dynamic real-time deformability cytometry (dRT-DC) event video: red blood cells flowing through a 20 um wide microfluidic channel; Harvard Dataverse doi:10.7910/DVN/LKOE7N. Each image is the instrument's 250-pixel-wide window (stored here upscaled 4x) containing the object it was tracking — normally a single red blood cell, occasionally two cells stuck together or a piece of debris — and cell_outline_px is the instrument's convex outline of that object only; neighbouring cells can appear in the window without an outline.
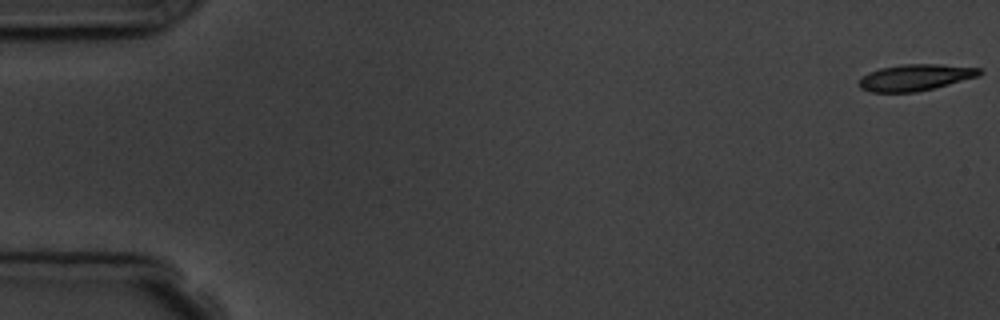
{"species": "common noctule bat (a hibernating species)", "species_latin": "Nyctalus noctula", "temperature_condition": "room temperature", "stored_images_in_passage": 5, "camera_frame_rate_fps": 3000, "um_per_image_px": 0.085, "animal": {"sex": "male", "body_mass_g": 19.5, "forearm_length_mm": 54.6}, "frame": {"image": 1, "passage_image": 1, "time_ms": 0.0, "image_size_px": [1000, 320], "cell_outline_px": [[984, 72], [980, 76], [916, 92], [868, 92], [860, 88], [856, 84], [856, 80], [868, 72], [880, 68], [904, 64], [940, 64], [980, 68]], "centroid_in_image_um": [77.75, 6.58], "position_along_channel_um": 7.3, "area_um2": 18.73}}
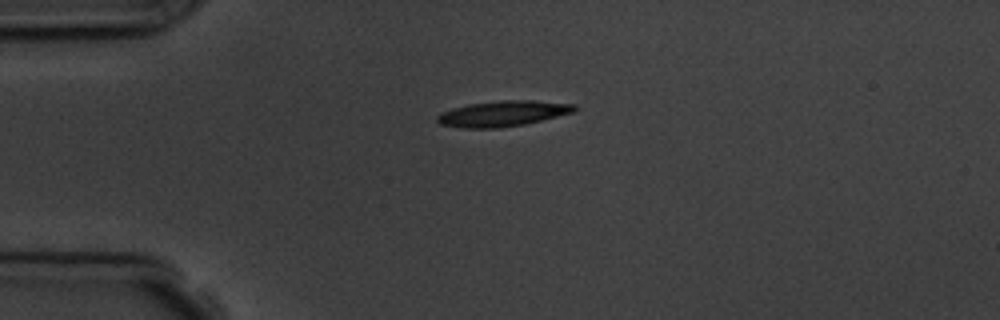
{"frame": {"image": 2, "passage_image": 4, "time_ms": 4.333, "image_size_px": [1000, 320], "cell_outline_px": [[580, 108], [576, 112], [524, 124], [500, 128], [460, 128], [440, 124], [436, 120], [436, 116], [440, 112], [452, 108], [468, 104], [500, 100], [532, 100], [576, 104]], "centroid_in_image_um": [42.76, 9.65], "position_along_channel_um": 42.2, "area_um2": 20.81}}